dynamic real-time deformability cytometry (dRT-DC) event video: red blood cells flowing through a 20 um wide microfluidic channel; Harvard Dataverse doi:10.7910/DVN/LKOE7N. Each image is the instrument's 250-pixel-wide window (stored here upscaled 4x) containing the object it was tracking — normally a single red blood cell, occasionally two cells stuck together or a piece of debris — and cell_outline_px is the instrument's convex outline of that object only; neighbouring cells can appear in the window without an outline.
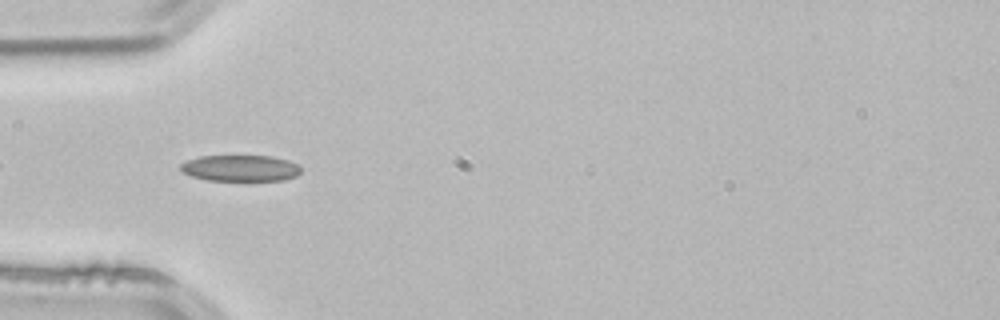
{"species": "common noctule bat (a hibernating species)", "species_latin": "Nyctalus noctula", "temperature_condition": "room temperature", "stored_images_in_passage": 4, "camera_frame_rate_fps": 3000, "um_per_image_px": 0.085, "animal": {"sex": "male", "body_mass_g": 21.5, "forearm_length_mm": 52.0}, "frame": {"image": 1, "passage_image": 4, "time_ms": 1.0, "image_size_px": [1000, 320], "cell_outline_px": [[300, 172], [296, 176], [284, 180], [208, 180], [192, 176], [184, 172], [180, 168], [180, 164], [188, 160], [200, 156], [272, 156], [288, 160], [296, 164], [300, 168]], "centroid_in_image_um": [20.44, 14.29], "position_along_channel_um": 64.6, "area_um2": 18.21}}